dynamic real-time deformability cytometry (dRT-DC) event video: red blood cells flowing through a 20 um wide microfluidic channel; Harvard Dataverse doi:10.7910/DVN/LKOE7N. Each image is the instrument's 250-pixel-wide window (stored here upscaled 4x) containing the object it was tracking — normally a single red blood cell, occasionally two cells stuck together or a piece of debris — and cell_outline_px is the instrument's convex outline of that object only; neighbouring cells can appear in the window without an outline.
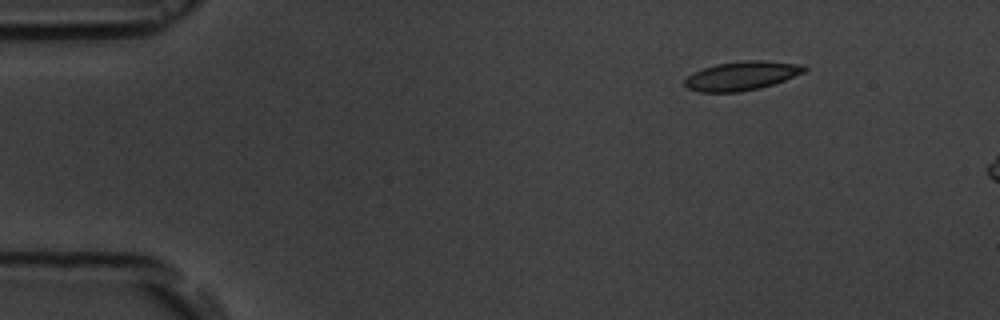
{"species": "common noctule bat (a hibernating species)", "species_latin": "Nyctalus noctula", "temperature_condition": "room temperature", "stored_images_in_passage": 3, "camera_frame_rate_fps": 3000, "um_per_image_px": 0.085, "animal": {"sex": "male", "body_mass_g": 19.5, "forearm_length_mm": 54.6}, "frame": {"image": 1, "passage_image": 1, "time_ms": 0.0, "image_size_px": [1000, 320], "cell_outline_px": [[808, 68], [804, 72], [784, 80], [760, 88], [740, 92], [700, 92], [688, 88], [684, 84], [684, 80], [688, 76], [704, 68], [716, 64], [748, 60], [764, 60], [804, 64]], "centroid_in_image_um": [63.08, 6.44], "position_along_channel_um": 21.9, "area_um2": 20.06}}